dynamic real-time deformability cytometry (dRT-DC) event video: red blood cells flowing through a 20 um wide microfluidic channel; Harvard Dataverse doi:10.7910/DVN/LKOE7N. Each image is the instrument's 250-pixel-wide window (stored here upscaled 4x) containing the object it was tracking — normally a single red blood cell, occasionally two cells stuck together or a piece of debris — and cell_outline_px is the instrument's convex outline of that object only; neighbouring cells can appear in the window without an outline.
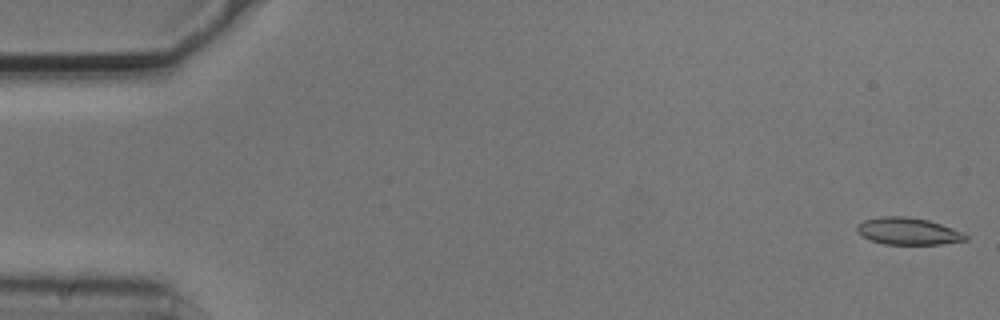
{"species": "common noctule bat (a hibernating species)", "species_latin": "Nyctalus noctula", "temperature_condition": "cold", "stored_images_in_passage": 10, "camera_frame_rate_fps": 3000, "um_per_image_px": 0.085, "animal": {"sex": "male", "body_mass_g": 20.5, "forearm_length_mm": 52.5}, "frame": {"image": 1, "passage_image": 1, "time_ms": 0.0, "image_size_px": [1000, 320], "cell_outline_px": [[968, 240], [940, 244], [884, 244], [860, 236], [856, 232], [856, 228], [864, 220], [880, 216], [904, 216], [928, 220], [964, 232], [968, 236]], "centroid_in_image_um": [77.19, 19.65], "position_along_channel_um": 7.8, "area_um2": 17.11}}